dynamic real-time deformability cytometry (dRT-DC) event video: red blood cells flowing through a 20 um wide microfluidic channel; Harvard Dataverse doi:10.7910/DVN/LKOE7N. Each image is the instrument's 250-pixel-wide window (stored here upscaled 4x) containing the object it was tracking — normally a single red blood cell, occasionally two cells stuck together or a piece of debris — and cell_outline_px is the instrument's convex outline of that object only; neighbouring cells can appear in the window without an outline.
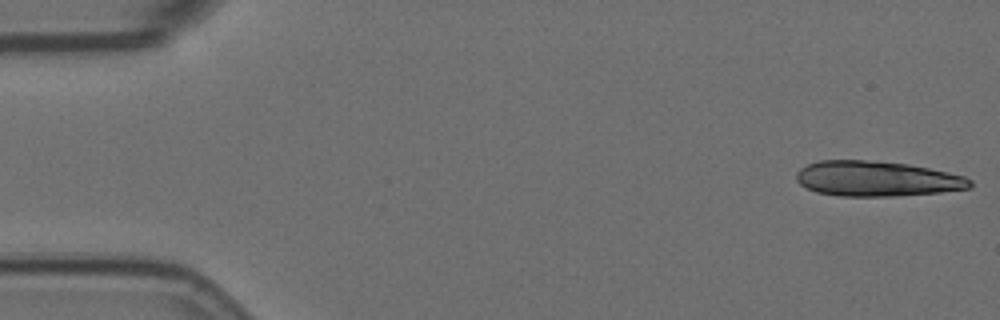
{"species": "Egyptian fruit bat (a non-hibernating species)", "species_latin": "Rousettus aegyptiacus", "temperature_condition": "room temperature", "stored_images_in_passage": 15, "camera_frame_rate_fps": 3000, "um_per_image_px": 0.085, "animal": {"sex": "female"}, "frame": {"image": 1, "passage_image": 1, "time_ms": 0.0, "image_size_px": [1000, 320], "cell_outline_px": [[972, 184], [968, 188], [940, 192], [892, 196], [840, 196], [816, 192], [800, 184], [796, 180], [796, 172], [800, 168], [808, 164], [820, 160], [864, 160], [908, 164], [948, 172], [964, 176], [972, 180]], "centroid_in_image_um": [74.5, 15.19], "position_along_channel_um": 10.5, "area_um2": 35.49}}